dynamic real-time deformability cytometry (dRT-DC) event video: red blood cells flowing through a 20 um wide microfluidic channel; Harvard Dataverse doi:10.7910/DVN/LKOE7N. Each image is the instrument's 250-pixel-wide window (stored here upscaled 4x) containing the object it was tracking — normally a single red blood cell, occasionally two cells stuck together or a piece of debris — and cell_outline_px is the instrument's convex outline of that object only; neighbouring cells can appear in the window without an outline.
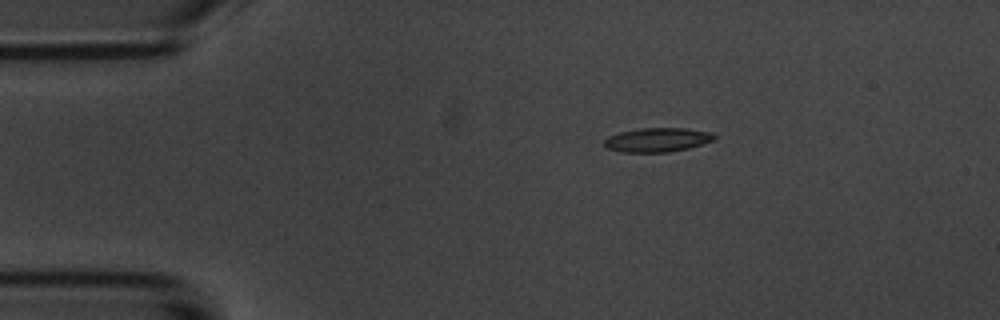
{"species": "common noctule bat (a hibernating species)", "species_latin": "Nyctalus noctula", "temperature_condition": "room temperature", "stored_images_in_passage": 6, "camera_frame_rate_fps": 3000, "um_per_image_px": 0.085, "animal": {"sex": "male", "body_mass_g": 20.1, "forearm_length_mm": 53.5}, "frame": {"image": 1, "passage_image": 2, "time_ms": 1.333, "image_size_px": [1000, 320], "cell_outline_px": [[716, 140], [688, 148], [668, 152], [620, 152], [608, 148], [604, 144], [604, 140], [608, 136], [620, 132], [640, 128], [684, 128], [712, 132], [716, 136]], "centroid_in_image_um": [55.9, 11.88], "position_along_channel_um": 29.1, "area_um2": 15.49}}
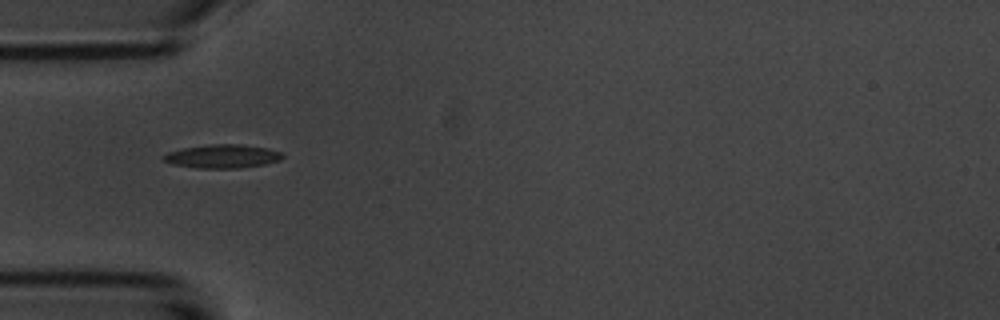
{"frame": {"image": 2, "passage_image": 4, "time_ms": 3.667, "image_size_px": [1000, 320], "cell_outline_px": [[284, 156], [280, 160], [268, 164], [240, 168], [196, 168], [172, 164], [164, 160], [160, 156], [168, 152], [184, 148], [212, 144], [240, 144], [268, 148], [280, 152]], "centroid_in_image_um": [18.92, 13.29], "position_along_channel_um": 66.1, "area_um2": 16.42}}
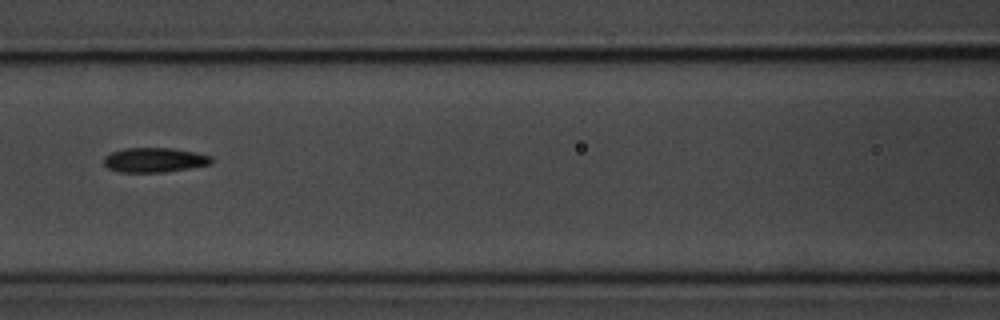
{"frame": {"image": 3, "passage_image": 6, "time_ms": 6.0, "image_size_px": [1000, 320], "cell_outline_px": [[212, 164], [164, 172], [120, 172], [108, 168], [104, 164], [104, 156], [112, 152], [124, 148], [172, 148], [212, 156]], "centroid_in_image_um": [13.11, 13.6], "position_along_channel_um": 153.5, "area_um2": 15.32}}